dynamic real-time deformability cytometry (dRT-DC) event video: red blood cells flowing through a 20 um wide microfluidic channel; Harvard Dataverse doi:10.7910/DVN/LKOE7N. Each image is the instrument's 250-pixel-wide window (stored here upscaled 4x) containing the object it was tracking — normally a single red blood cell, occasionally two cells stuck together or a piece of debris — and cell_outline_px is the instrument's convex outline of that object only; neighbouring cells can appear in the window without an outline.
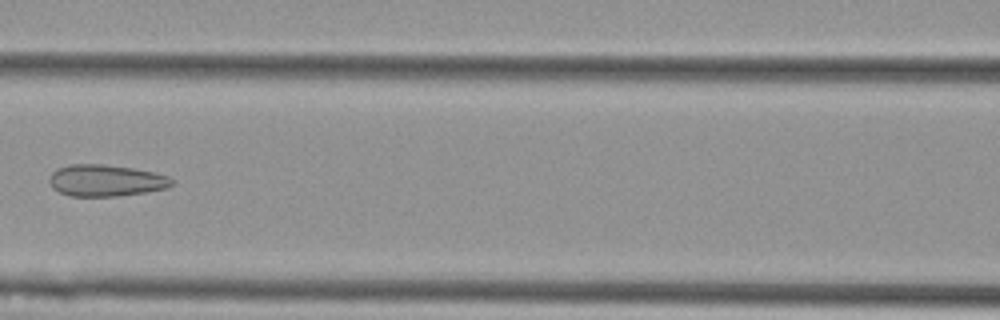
{"species": "Egyptian fruit bat (a non-hibernating species)", "species_latin": "Rousettus aegyptiacus", "temperature_condition": "cold", "stored_images_in_passage": 8, "camera_frame_rate_fps": 3000, "um_per_image_px": 0.085, "animal": {"sex": "female"}, "frame": {"image": 1, "passage_image": 7, "time_ms": 2.0, "image_size_px": [1000, 320], "cell_outline_px": [[172, 184], [168, 188], [144, 192], [116, 196], [68, 196], [52, 188], [48, 180], [52, 172], [56, 168], [72, 164], [104, 164], [132, 168], [152, 172], [168, 176], [172, 180]], "centroid_in_image_um": [8.95, 15.34], "position_along_channel_um": 157.6, "area_um2": 22.54}}
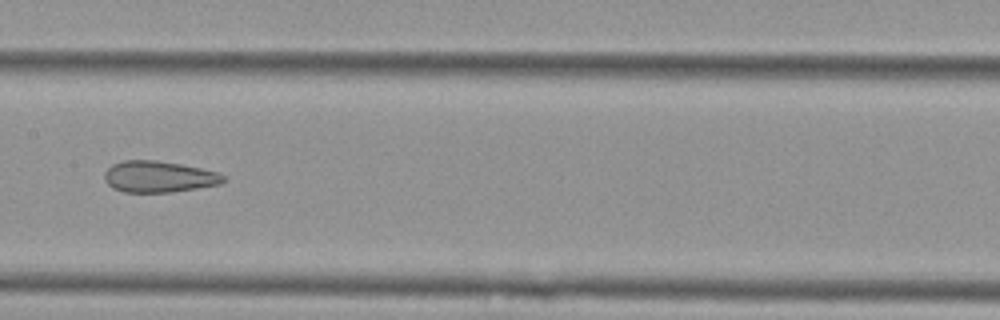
{"frame": {"image": 2, "passage_image": 8, "time_ms": 2.333, "image_size_px": [1000, 320], "cell_outline_px": [[228, 180], [220, 184], [172, 192], [124, 192], [112, 188], [104, 180], [104, 172], [112, 164], [124, 160], [156, 160], [180, 164], [200, 168], [216, 172], [224, 176]], "centroid_in_image_um": [13.47, 15.02], "position_along_channel_um": 193.9, "area_um2": 21.73}}